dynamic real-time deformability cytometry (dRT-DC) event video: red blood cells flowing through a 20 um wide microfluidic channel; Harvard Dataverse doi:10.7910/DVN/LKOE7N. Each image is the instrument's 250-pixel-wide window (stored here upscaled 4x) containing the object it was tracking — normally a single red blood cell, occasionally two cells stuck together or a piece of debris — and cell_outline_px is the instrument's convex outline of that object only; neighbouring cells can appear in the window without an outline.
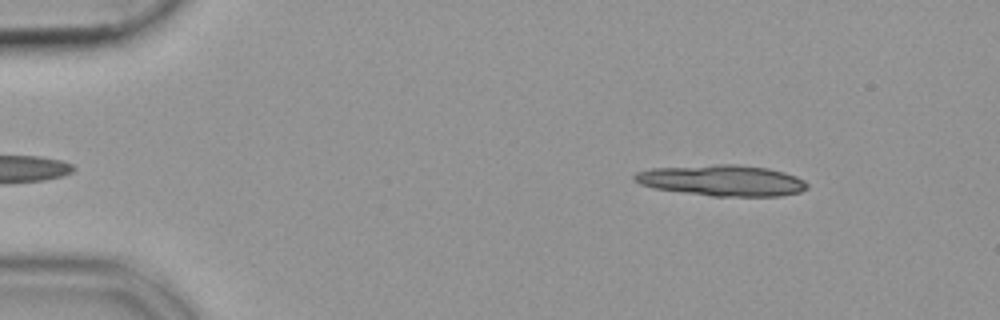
{"species": "common noctule bat (a hibernating species)", "species_latin": "Nyctalus noctula", "temperature_condition": "cold", "stored_images_in_passage": 50, "segment_of_instrument_passage": [1, 2], "camera_frame_rate_fps": 3000, "um_per_image_px": 0.085, "animal": {"sex": "female", "body_mass_g": 19.9}, "frame": {"image": 1, "passage_image": 5, "time_ms": 1.333, "image_size_px": [1000, 320], "cell_outline_px": [[808, 188], [800, 192], [780, 196], [712, 196], [652, 188], [640, 184], [632, 180], [632, 176], [636, 172], [652, 168], [720, 164], [736, 164], [768, 168], [784, 172], [796, 176], [804, 180], [808, 184]], "centroid_in_image_um": [61.36, 15.34], "position_along_channel_um": 23.6, "area_um2": 31.33}}